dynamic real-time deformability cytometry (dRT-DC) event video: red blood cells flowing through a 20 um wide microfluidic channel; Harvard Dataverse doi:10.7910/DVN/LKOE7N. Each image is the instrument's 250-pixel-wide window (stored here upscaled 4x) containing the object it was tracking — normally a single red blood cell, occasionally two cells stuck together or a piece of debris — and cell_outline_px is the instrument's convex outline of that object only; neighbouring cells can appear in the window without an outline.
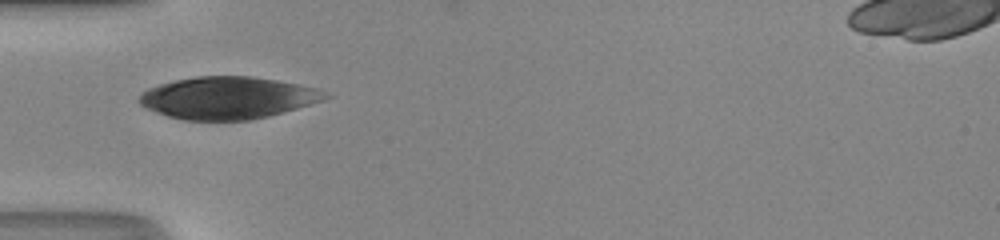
{"species": "human", "species_latin": "Homo sapiens", "temperature_condition": "room temperature", "stored_images_in_passage": 34, "camera_frame_rate_fps": 3000, "um_per_image_px": 0.085, "donor": {"sex": "male"}, "frame": {"image": 1, "passage_image": 1, "time_ms": 0.0, "image_size_px": [1000, 240], "cell_outline_px": [[332, 96], [324, 100], [268, 116], [248, 120], [184, 120], [168, 116], [144, 108], [136, 100], [148, 88], [160, 84], [176, 80], [196, 76], [248, 76], [276, 80], [316, 88]], "centroid_in_image_um": [19.32, 8.32], "position_along_channel_um": 65.7, "area_um2": 45.37}}
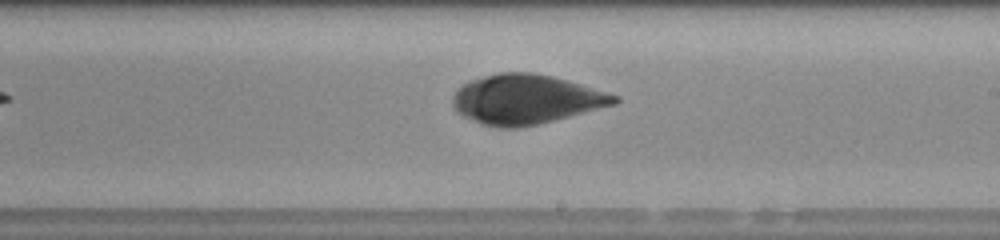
{"frame": {"image": 2, "passage_image": 14, "time_ms": 4.333, "image_size_px": [1000, 240], "cell_outline_px": [[620, 100], [616, 104], [536, 124], [516, 128], [500, 128], [484, 124], [464, 116], [456, 112], [452, 104], [452, 96], [456, 88], [460, 84], [468, 80], [500, 72], [532, 72], [552, 76], [568, 80], [608, 92], [620, 96]], "centroid_in_image_um": [44.68, 8.42], "position_along_channel_um": 244.3, "area_um2": 46.64}}
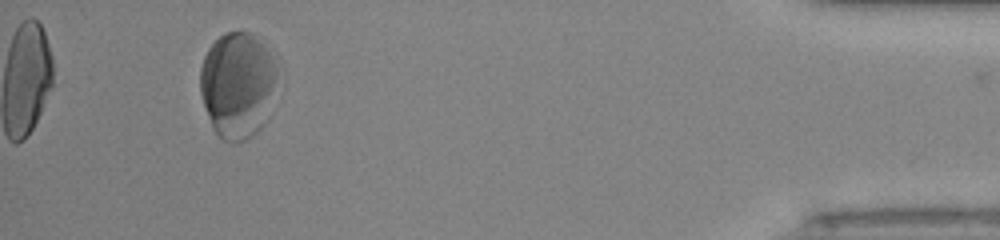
{"frame": {"image": 3, "passage_image": 31, "time_ms": 10.0, "image_size_px": [1000, 240], "cell_outline_px": [[284, 72], [264, 124], [252, 136], [244, 140], [232, 144], [224, 140], [212, 128], [200, 92], [200, 68], [204, 56], [208, 48], [224, 32], [248, 32], [276, 52], [284, 68]], "centroid_in_image_um": [20.32, 7.18], "position_along_channel_um": 414.9, "area_um2": 49.65}, "authors_computed_cell_mechanics": {"area_um2": 46.529, "velocity_mm_per_s": 4.1559, "shape_relaxation_time_tau1_ms": 4.5614, "shape_relaxation_time_tau2_ms": null, "deformation_change_tau1": 0.1398, "deformation_change_tau2": null}}